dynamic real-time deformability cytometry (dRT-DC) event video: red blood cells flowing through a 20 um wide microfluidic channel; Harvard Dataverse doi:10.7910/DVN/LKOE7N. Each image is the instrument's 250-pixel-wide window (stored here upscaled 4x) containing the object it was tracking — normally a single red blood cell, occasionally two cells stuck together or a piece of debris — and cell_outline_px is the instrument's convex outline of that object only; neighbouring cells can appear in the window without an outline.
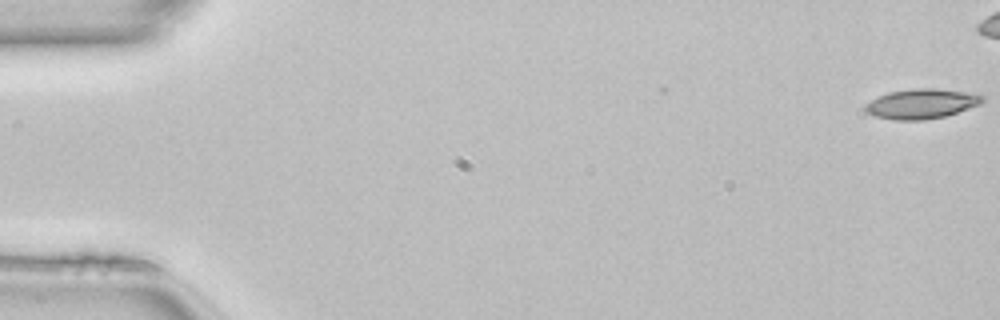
{"species": "common noctule bat (a hibernating species)", "species_latin": "Nyctalus noctula", "temperature_condition": "room temperature", "stored_images_in_passage": 43, "camera_frame_rate_fps": 3000, "um_per_image_px": 0.085, "animal": {"sex": "female", "body_mass_g": 22.7, "forearm_length_mm": 54.2}, "frame": {"image": 1, "passage_image": 1, "time_ms": 0.0, "image_size_px": [1000, 320], "cell_outline_px": [[984, 100], [980, 104], [944, 116], [924, 120], [892, 120], [876, 116], [868, 112], [864, 108], [864, 104], [876, 96], [888, 92], [912, 88], [936, 88], [976, 92], [984, 96]], "centroid_in_image_um": [78.33, 8.79], "position_along_channel_um": 6.7, "area_um2": 20.63}}
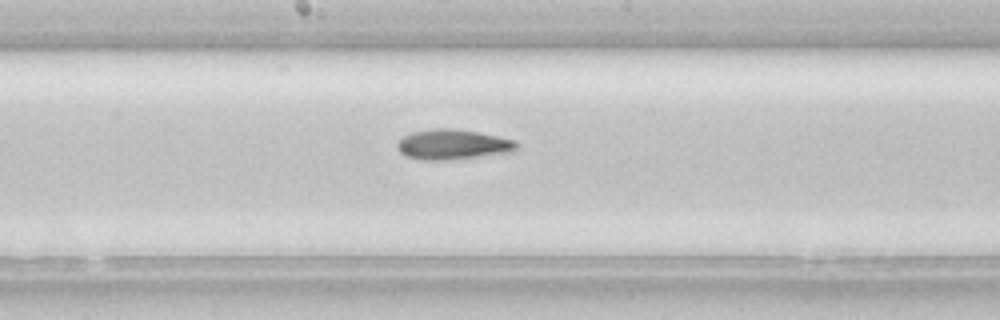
{"frame": {"image": 2, "passage_image": 27, "time_ms": 8.667, "image_size_px": [1000, 320], "cell_outline_px": [[520, 144], [516, 152], [444, 160], [420, 160], [404, 156], [400, 152], [396, 144], [404, 136], [412, 132], [436, 128], [452, 128], [476, 132], [516, 140]], "centroid_in_image_um": [38.52, 12.29], "position_along_channel_um": 209.7, "area_um2": 21.04}}
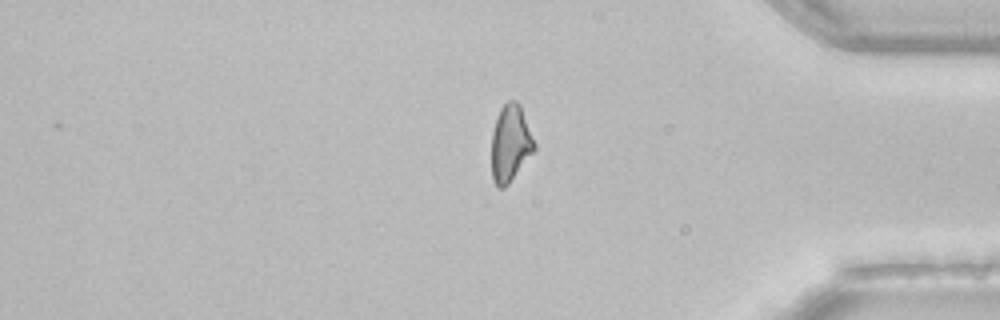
{"frame": {"image": 3, "passage_image": 42, "time_ms": 13.667, "image_size_px": [1000, 320], "cell_outline_px": [[536, 148], [508, 184], [504, 188], [496, 188], [492, 180], [492, 132], [496, 116], [500, 108], [508, 100], [516, 100], [520, 104], [536, 144]], "centroid_in_image_um": [43.37, 12.17], "position_along_channel_um": 391.8, "area_um2": 19.25}}